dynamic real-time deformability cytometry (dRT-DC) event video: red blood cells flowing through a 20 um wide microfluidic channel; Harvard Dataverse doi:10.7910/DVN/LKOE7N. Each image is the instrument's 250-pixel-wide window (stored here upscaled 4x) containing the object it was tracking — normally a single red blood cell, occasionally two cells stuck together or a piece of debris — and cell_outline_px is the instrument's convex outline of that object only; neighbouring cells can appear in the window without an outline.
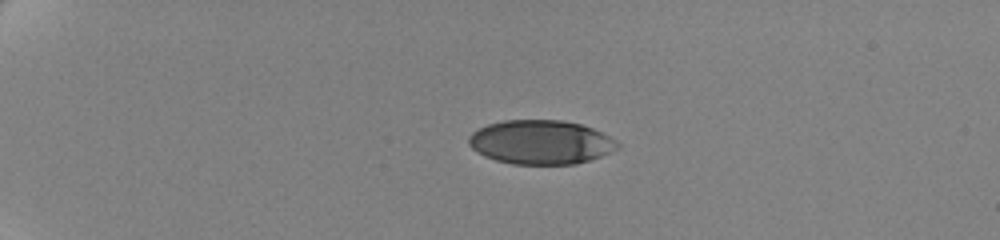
{"species": "human", "species_latin": "Homo sapiens", "temperature_condition": "cold", "stored_images_in_passage": 46, "camera_frame_rate_fps": 3000, "um_per_image_px": 0.085, "donor": {"sex": "female"}, "frame": {"image": 1, "passage_image": 1, "time_ms": 0.0, "image_size_px": [1000, 240], "cell_outline_px": [[620, 148], [600, 156], [576, 164], [512, 164], [496, 160], [484, 156], [476, 152], [468, 144], [468, 136], [472, 132], [488, 124], [504, 120], [564, 120], [580, 124], [592, 128], [616, 140], [620, 144]], "centroid_in_image_um": [45.95, 12.08], "position_along_channel_um": 39.1, "area_um2": 38.26}}
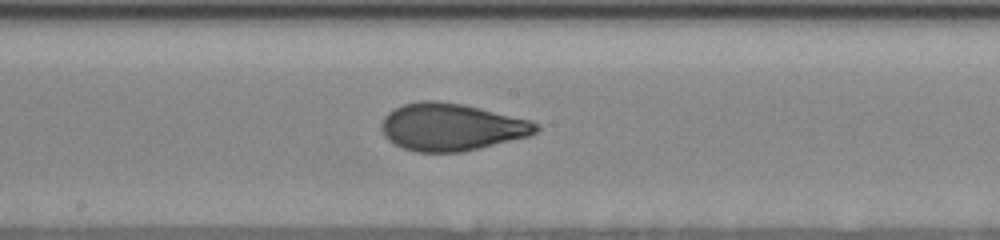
{"frame": {"image": 2, "passage_image": 22, "time_ms": 7.0, "image_size_px": [1000, 240], "cell_outline_px": [[540, 128], [536, 132], [528, 136], [464, 152], [416, 152], [404, 148], [388, 140], [384, 136], [380, 128], [384, 116], [392, 108], [404, 104], [420, 100], [440, 100], [464, 104], [528, 120], [540, 124]], "centroid_in_image_um": [38.33, 10.79], "position_along_channel_um": 209.9, "area_um2": 42.77}}
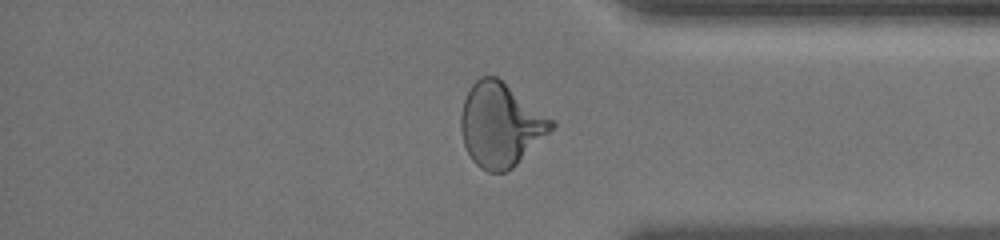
{"frame": {"image": 3, "passage_image": 38, "time_ms": 12.333, "image_size_px": [1000, 240], "cell_outline_px": [[556, 124], [512, 168], [504, 172], [488, 172], [480, 168], [472, 160], [464, 144], [460, 132], [460, 116], [464, 100], [472, 84], [480, 76], [496, 76], [552, 120]], "centroid_in_image_um": [42.48, 10.61], "position_along_channel_um": 392.7, "area_um2": 43.18}, "authors_computed_cell_mechanics": {"area_um2": 41.9917, "velocity_mm_per_s": 3.5057, "shape_relaxation_time_tau1_ms": 4.3058, "shape_relaxation_time_tau2_ms": 0.9915, "deformation_change_tau1": 0.1687, "deformation_change_tau2": 0.0692}}